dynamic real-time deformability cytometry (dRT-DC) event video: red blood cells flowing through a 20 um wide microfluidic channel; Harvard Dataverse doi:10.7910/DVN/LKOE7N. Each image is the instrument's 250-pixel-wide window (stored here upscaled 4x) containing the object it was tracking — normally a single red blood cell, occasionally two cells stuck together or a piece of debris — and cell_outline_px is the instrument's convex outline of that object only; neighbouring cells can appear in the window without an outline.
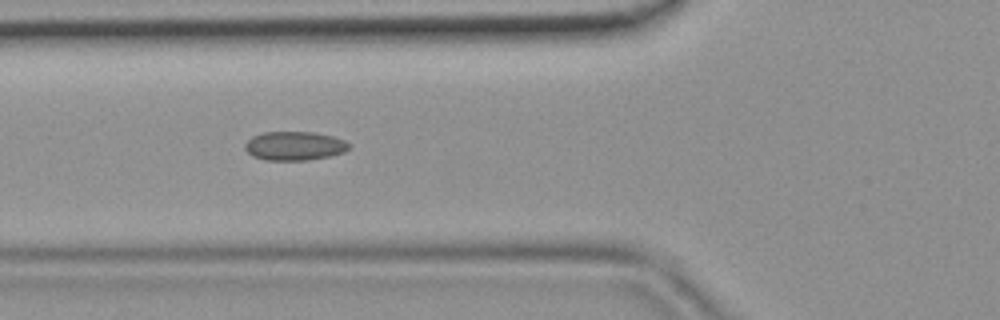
{"species": "common noctule bat (a hibernating species)", "species_latin": "Nyctalus noctula", "temperature_condition": "room temperature", "stored_images_in_passage": 6, "camera_frame_rate_fps": 3000, "um_per_image_px": 0.085, "animal": {"sex": "female", "body_mass_g": 19.9}, "frame": {"image": 1, "passage_image": 5, "time_ms": 1.333, "image_size_px": [1000, 320], "cell_outline_px": [[348, 148], [344, 152], [328, 156], [308, 160], [264, 160], [252, 156], [244, 148], [244, 144], [252, 136], [264, 132], [316, 132], [332, 136], [344, 140], [348, 144]], "centroid_in_image_um": [24.99, 12.4], "position_along_channel_um": 100.8, "area_um2": 17.46}}
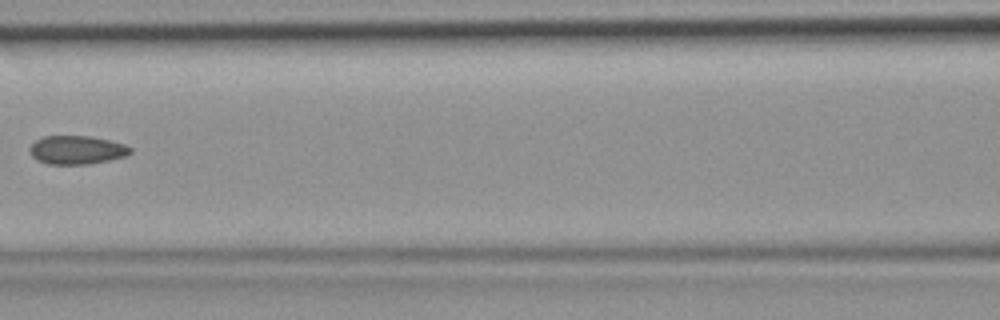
{"frame": {"image": 2, "passage_image": 6, "time_ms": 1.667, "image_size_px": [1000, 320], "cell_outline_px": [[132, 152], [124, 156], [108, 160], [88, 164], [48, 164], [36, 160], [32, 156], [28, 148], [36, 140], [44, 136], [88, 136], [108, 140], [124, 144], [132, 148]], "centroid_in_image_um": [6.5, 12.75], "position_along_channel_um": 160.1, "area_um2": 16.65}}